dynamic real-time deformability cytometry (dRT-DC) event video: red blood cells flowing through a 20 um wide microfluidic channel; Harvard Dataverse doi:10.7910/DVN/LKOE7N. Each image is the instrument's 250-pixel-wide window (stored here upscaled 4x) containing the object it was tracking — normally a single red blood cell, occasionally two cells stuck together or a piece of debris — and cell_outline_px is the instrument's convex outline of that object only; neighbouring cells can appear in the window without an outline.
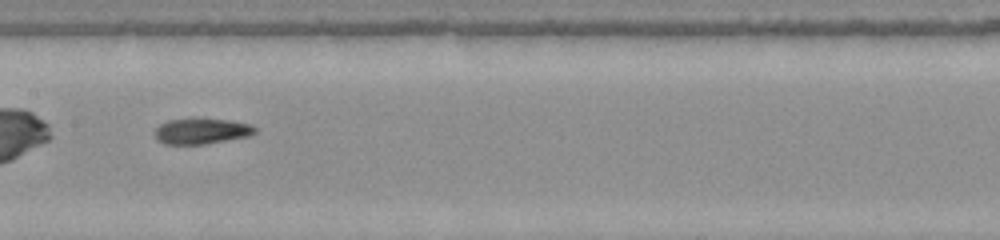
{"species": "common noctule bat (a hibernating species)", "species_latin": "Nyctalus noctula", "temperature_condition": "warm", "stored_images_in_passage": 52, "camera_frame_rate_fps": 3000, "um_per_image_px": 0.085, "animal": {"sex": "female", "body_mass_g": 22.0, "forearm_length_mm": 56.7}, "frame": {"image": 1, "passage_image": 26, "time_ms": 8.333, "image_size_px": [1000, 240], "cell_outline_px": [[256, 132], [248, 136], [204, 144], [164, 144], [156, 136], [156, 128], [160, 124], [168, 120], [192, 116], [232, 120], [252, 124], [256, 128]], "centroid_in_image_um": [17.15, 11.09], "position_along_channel_um": 190.2, "area_um2": 15.43}}
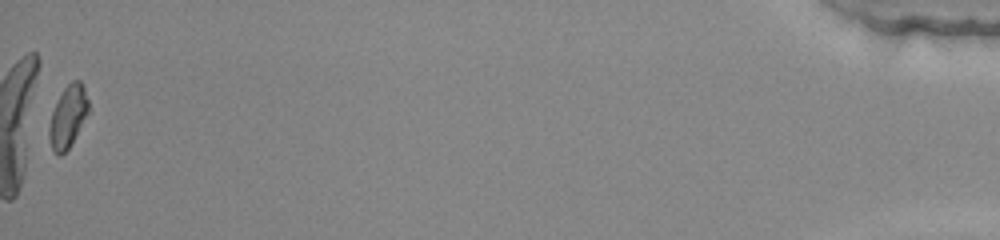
{"frame": {"image": 2, "passage_image": 52, "time_ms": 17.0, "image_size_px": [1000, 240], "cell_outline_px": [[88, 112], [68, 148], [60, 156], [52, 152], [48, 136], [48, 128], [52, 112], [64, 88], [72, 80], [80, 80], [84, 88], [88, 100]], "centroid_in_image_um": [5.74, 9.92], "position_along_channel_um": 429.5, "area_um2": 13.87}, "authors_computed_cell_mechanics": {"area_um2": 15.4326, "velocity_mm_per_s": 3.9125, "shape_relaxation_time_tau1_ms": 11.0244, "shape_relaxation_time_tau2_ms": 3.7173, "deformation_change_tau1": 0.307, "deformation_change_tau2": 0.1052}}